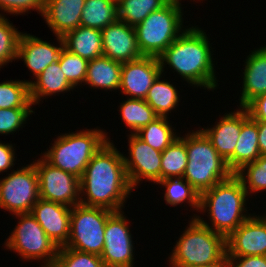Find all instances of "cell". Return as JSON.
Wrapping results in <instances>:
<instances>
[{
  "label": "cell",
  "mask_w": 266,
  "mask_h": 267,
  "mask_svg": "<svg viewBox=\"0 0 266 267\" xmlns=\"http://www.w3.org/2000/svg\"><path fill=\"white\" fill-rule=\"evenodd\" d=\"M133 188L127 178L124 158L107 141L91 158L80 179L81 193L87 194L80 204L90 207L121 211L125 198ZM85 190V191H84Z\"/></svg>",
  "instance_id": "cell-1"
},
{
  "label": "cell",
  "mask_w": 266,
  "mask_h": 267,
  "mask_svg": "<svg viewBox=\"0 0 266 267\" xmlns=\"http://www.w3.org/2000/svg\"><path fill=\"white\" fill-rule=\"evenodd\" d=\"M208 42L202 30L196 27L186 29L158 57L162 72L166 62L187 82L215 89L217 83Z\"/></svg>",
  "instance_id": "cell-2"
},
{
  "label": "cell",
  "mask_w": 266,
  "mask_h": 267,
  "mask_svg": "<svg viewBox=\"0 0 266 267\" xmlns=\"http://www.w3.org/2000/svg\"><path fill=\"white\" fill-rule=\"evenodd\" d=\"M247 192L236 174L200 194L201 211L208 208L213 226H209L200 217L196 219L214 232L226 238L249 216L244 215ZM200 218V219H199ZM214 227V228H211Z\"/></svg>",
  "instance_id": "cell-3"
},
{
  "label": "cell",
  "mask_w": 266,
  "mask_h": 267,
  "mask_svg": "<svg viewBox=\"0 0 266 267\" xmlns=\"http://www.w3.org/2000/svg\"><path fill=\"white\" fill-rule=\"evenodd\" d=\"M185 147L188 163L183 178L200 194L234 174L201 129L186 135Z\"/></svg>",
  "instance_id": "cell-4"
},
{
  "label": "cell",
  "mask_w": 266,
  "mask_h": 267,
  "mask_svg": "<svg viewBox=\"0 0 266 267\" xmlns=\"http://www.w3.org/2000/svg\"><path fill=\"white\" fill-rule=\"evenodd\" d=\"M226 254V237L194 217L179 238L169 261L172 267L198 266L220 261Z\"/></svg>",
  "instance_id": "cell-5"
},
{
  "label": "cell",
  "mask_w": 266,
  "mask_h": 267,
  "mask_svg": "<svg viewBox=\"0 0 266 267\" xmlns=\"http://www.w3.org/2000/svg\"><path fill=\"white\" fill-rule=\"evenodd\" d=\"M107 141V136L101 130L67 133L58 136L52 148L44 154L43 158L52 166L81 179L93 155Z\"/></svg>",
  "instance_id": "cell-6"
},
{
  "label": "cell",
  "mask_w": 266,
  "mask_h": 267,
  "mask_svg": "<svg viewBox=\"0 0 266 267\" xmlns=\"http://www.w3.org/2000/svg\"><path fill=\"white\" fill-rule=\"evenodd\" d=\"M180 5L179 0H170L134 27L138 47L143 56L159 57L181 35Z\"/></svg>",
  "instance_id": "cell-7"
},
{
  "label": "cell",
  "mask_w": 266,
  "mask_h": 267,
  "mask_svg": "<svg viewBox=\"0 0 266 267\" xmlns=\"http://www.w3.org/2000/svg\"><path fill=\"white\" fill-rule=\"evenodd\" d=\"M112 213L105 208L74 205L71 209L70 234L64 247L101 256L105 225Z\"/></svg>",
  "instance_id": "cell-8"
},
{
  "label": "cell",
  "mask_w": 266,
  "mask_h": 267,
  "mask_svg": "<svg viewBox=\"0 0 266 267\" xmlns=\"http://www.w3.org/2000/svg\"><path fill=\"white\" fill-rule=\"evenodd\" d=\"M18 225L4 244L19 253L24 259H44L45 266L52 267L59 247L44 232L31 213L16 214Z\"/></svg>",
  "instance_id": "cell-9"
},
{
  "label": "cell",
  "mask_w": 266,
  "mask_h": 267,
  "mask_svg": "<svg viewBox=\"0 0 266 267\" xmlns=\"http://www.w3.org/2000/svg\"><path fill=\"white\" fill-rule=\"evenodd\" d=\"M40 199L38 175L33 164L0 180V208L16 214L31 213Z\"/></svg>",
  "instance_id": "cell-10"
},
{
  "label": "cell",
  "mask_w": 266,
  "mask_h": 267,
  "mask_svg": "<svg viewBox=\"0 0 266 267\" xmlns=\"http://www.w3.org/2000/svg\"><path fill=\"white\" fill-rule=\"evenodd\" d=\"M40 199L73 207L80 204V179L52 166L43 157L34 163Z\"/></svg>",
  "instance_id": "cell-11"
},
{
  "label": "cell",
  "mask_w": 266,
  "mask_h": 267,
  "mask_svg": "<svg viewBox=\"0 0 266 267\" xmlns=\"http://www.w3.org/2000/svg\"><path fill=\"white\" fill-rule=\"evenodd\" d=\"M121 212H113L105 225L104 249L100 256L105 267L133 266L132 237L128 223Z\"/></svg>",
  "instance_id": "cell-12"
},
{
  "label": "cell",
  "mask_w": 266,
  "mask_h": 267,
  "mask_svg": "<svg viewBox=\"0 0 266 267\" xmlns=\"http://www.w3.org/2000/svg\"><path fill=\"white\" fill-rule=\"evenodd\" d=\"M129 138L131 157L123 158L130 186L135 188L142 178L158 183L161 180L162 152L150 147L134 133Z\"/></svg>",
  "instance_id": "cell-13"
},
{
  "label": "cell",
  "mask_w": 266,
  "mask_h": 267,
  "mask_svg": "<svg viewBox=\"0 0 266 267\" xmlns=\"http://www.w3.org/2000/svg\"><path fill=\"white\" fill-rule=\"evenodd\" d=\"M162 74L158 57L141 56L122 63L120 86L123 94L130 98L145 99L150 87Z\"/></svg>",
  "instance_id": "cell-14"
},
{
  "label": "cell",
  "mask_w": 266,
  "mask_h": 267,
  "mask_svg": "<svg viewBox=\"0 0 266 267\" xmlns=\"http://www.w3.org/2000/svg\"><path fill=\"white\" fill-rule=\"evenodd\" d=\"M227 256H266V216L249 217L227 238Z\"/></svg>",
  "instance_id": "cell-15"
},
{
  "label": "cell",
  "mask_w": 266,
  "mask_h": 267,
  "mask_svg": "<svg viewBox=\"0 0 266 267\" xmlns=\"http://www.w3.org/2000/svg\"><path fill=\"white\" fill-rule=\"evenodd\" d=\"M101 32L103 56L120 63H126L143 56L138 47L134 26L117 19Z\"/></svg>",
  "instance_id": "cell-16"
},
{
  "label": "cell",
  "mask_w": 266,
  "mask_h": 267,
  "mask_svg": "<svg viewBox=\"0 0 266 267\" xmlns=\"http://www.w3.org/2000/svg\"><path fill=\"white\" fill-rule=\"evenodd\" d=\"M31 214L58 247L67 244L70 234L71 207L39 199L33 205Z\"/></svg>",
  "instance_id": "cell-17"
},
{
  "label": "cell",
  "mask_w": 266,
  "mask_h": 267,
  "mask_svg": "<svg viewBox=\"0 0 266 267\" xmlns=\"http://www.w3.org/2000/svg\"><path fill=\"white\" fill-rule=\"evenodd\" d=\"M57 40L60 47L44 42L36 36L22 33L18 42L17 59L22 58L29 70L37 77L47 66L58 61L64 43L62 37L57 36Z\"/></svg>",
  "instance_id": "cell-18"
},
{
  "label": "cell",
  "mask_w": 266,
  "mask_h": 267,
  "mask_svg": "<svg viewBox=\"0 0 266 267\" xmlns=\"http://www.w3.org/2000/svg\"><path fill=\"white\" fill-rule=\"evenodd\" d=\"M249 117L248 111L242 107L235 113L226 114L213 128L201 129L225 161L234 154L242 124Z\"/></svg>",
  "instance_id": "cell-19"
},
{
  "label": "cell",
  "mask_w": 266,
  "mask_h": 267,
  "mask_svg": "<svg viewBox=\"0 0 266 267\" xmlns=\"http://www.w3.org/2000/svg\"><path fill=\"white\" fill-rule=\"evenodd\" d=\"M85 0H45L43 17L56 37L80 26Z\"/></svg>",
  "instance_id": "cell-20"
},
{
  "label": "cell",
  "mask_w": 266,
  "mask_h": 267,
  "mask_svg": "<svg viewBox=\"0 0 266 267\" xmlns=\"http://www.w3.org/2000/svg\"><path fill=\"white\" fill-rule=\"evenodd\" d=\"M245 63L241 108L255 97L266 93V47L254 50Z\"/></svg>",
  "instance_id": "cell-21"
},
{
  "label": "cell",
  "mask_w": 266,
  "mask_h": 267,
  "mask_svg": "<svg viewBox=\"0 0 266 267\" xmlns=\"http://www.w3.org/2000/svg\"><path fill=\"white\" fill-rule=\"evenodd\" d=\"M62 39L65 49L88 61L103 55L102 32L99 29L80 25Z\"/></svg>",
  "instance_id": "cell-22"
},
{
  "label": "cell",
  "mask_w": 266,
  "mask_h": 267,
  "mask_svg": "<svg viewBox=\"0 0 266 267\" xmlns=\"http://www.w3.org/2000/svg\"><path fill=\"white\" fill-rule=\"evenodd\" d=\"M260 156L257 121L249 117L242 124L234 154L226 162L236 174L244 165L256 161Z\"/></svg>",
  "instance_id": "cell-23"
},
{
  "label": "cell",
  "mask_w": 266,
  "mask_h": 267,
  "mask_svg": "<svg viewBox=\"0 0 266 267\" xmlns=\"http://www.w3.org/2000/svg\"><path fill=\"white\" fill-rule=\"evenodd\" d=\"M122 63L106 56L88 62L85 83L95 88L119 89Z\"/></svg>",
  "instance_id": "cell-24"
},
{
  "label": "cell",
  "mask_w": 266,
  "mask_h": 267,
  "mask_svg": "<svg viewBox=\"0 0 266 267\" xmlns=\"http://www.w3.org/2000/svg\"><path fill=\"white\" fill-rule=\"evenodd\" d=\"M36 79V82L31 81L29 84L32 104H37L41 97L69 91L74 88L62 72L59 61L47 66Z\"/></svg>",
  "instance_id": "cell-25"
},
{
  "label": "cell",
  "mask_w": 266,
  "mask_h": 267,
  "mask_svg": "<svg viewBox=\"0 0 266 267\" xmlns=\"http://www.w3.org/2000/svg\"><path fill=\"white\" fill-rule=\"evenodd\" d=\"M117 19V0H85L80 25L103 30Z\"/></svg>",
  "instance_id": "cell-26"
},
{
  "label": "cell",
  "mask_w": 266,
  "mask_h": 267,
  "mask_svg": "<svg viewBox=\"0 0 266 267\" xmlns=\"http://www.w3.org/2000/svg\"><path fill=\"white\" fill-rule=\"evenodd\" d=\"M169 1L170 0H117L118 20L135 27L151 12L160 10Z\"/></svg>",
  "instance_id": "cell-27"
},
{
  "label": "cell",
  "mask_w": 266,
  "mask_h": 267,
  "mask_svg": "<svg viewBox=\"0 0 266 267\" xmlns=\"http://www.w3.org/2000/svg\"><path fill=\"white\" fill-rule=\"evenodd\" d=\"M160 77L156 78L144 100L159 117H167L168 112L177 106L179 97L176 88L170 82L160 81Z\"/></svg>",
  "instance_id": "cell-28"
},
{
  "label": "cell",
  "mask_w": 266,
  "mask_h": 267,
  "mask_svg": "<svg viewBox=\"0 0 266 267\" xmlns=\"http://www.w3.org/2000/svg\"><path fill=\"white\" fill-rule=\"evenodd\" d=\"M136 135L150 147L161 152L178 139L169 125L167 117H158L141 128Z\"/></svg>",
  "instance_id": "cell-29"
},
{
  "label": "cell",
  "mask_w": 266,
  "mask_h": 267,
  "mask_svg": "<svg viewBox=\"0 0 266 267\" xmlns=\"http://www.w3.org/2000/svg\"><path fill=\"white\" fill-rule=\"evenodd\" d=\"M188 155L185 147V138L178 137L162 152L161 180L172 177H183Z\"/></svg>",
  "instance_id": "cell-30"
},
{
  "label": "cell",
  "mask_w": 266,
  "mask_h": 267,
  "mask_svg": "<svg viewBox=\"0 0 266 267\" xmlns=\"http://www.w3.org/2000/svg\"><path fill=\"white\" fill-rule=\"evenodd\" d=\"M122 119L136 134L159 116L144 99L129 98L120 107Z\"/></svg>",
  "instance_id": "cell-31"
},
{
  "label": "cell",
  "mask_w": 266,
  "mask_h": 267,
  "mask_svg": "<svg viewBox=\"0 0 266 267\" xmlns=\"http://www.w3.org/2000/svg\"><path fill=\"white\" fill-rule=\"evenodd\" d=\"M157 184H162L167 188L164 196L167 204L176 206L188 200L193 208L200 209V193L183 177H175V180L165 178Z\"/></svg>",
  "instance_id": "cell-32"
},
{
  "label": "cell",
  "mask_w": 266,
  "mask_h": 267,
  "mask_svg": "<svg viewBox=\"0 0 266 267\" xmlns=\"http://www.w3.org/2000/svg\"><path fill=\"white\" fill-rule=\"evenodd\" d=\"M29 81L0 83V109L31 108Z\"/></svg>",
  "instance_id": "cell-33"
},
{
  "label": "cell",
  "mask_w": 266,
  "mask_h": 267,
  "mask_svg": "<svg viewBox=\"0 0 266 267\" xmlns=\"http://www.w3.org/2000/svg\"><path fill=\"white\" fill-rule=\"evenodd\" d=\"M52 267H105L99 255L59 247Z\"/></svg>",
  "instance_id": "cell-34"
},
{
  "label": "cell",
  "mask_w": 266,
  "mask_h": 267,
  "mask_svg": "<svg viewBox=\"0 0 266 267\" xmlns=\"http://www.w3.org/2000/svg\"><path fill=\"white\" fill-rule=\"evenodd\" d=\"M236 176L242 181L247 195L248 189L251 193L266 190V155H261L256 161L244 165Z\"/></svg>",
  "instance_id": "cell-35"
},
{
  "label": "cell",
  "mask_w": 266,
  "mask_h": 267,
  "mask_svg": "<svg viewBox=\"0 0 266 267\" xmlns=\"http://www.w3.org/2000/svg\"><path fill=\"white\" fill-rule=\"evenodd\" d=\"M58 61L62 72L73 87L85 82L88 60L69 52L63 47Z\"/></svg>",
  "instance_id": "cell-36"
},
{
  "label": "cell",
  "mask_w": 266,
  "mask_h": 267,
  "mask_svg": "<svg viewBox=\"0 0 266 267\" xmlns=\"http://www.w3.org/2000/svg\"><path fill=\"white\" fill-rule=\"evenodd\" d=\"M21 34L0 14V67L17 58Z\"/></svg>",
  "instance_id": "cell-37"
},
{
  "label": "cell",
  "mask_w": 266,
  "mask_h": 267,
  "mask_svg": "<svg viewBox=\"0 0 266 267\" xmlns=\"http://www.w3.org/2000/svg\"><path fill=\"white\" fill-rule=\"evenodd\" d=\"M33 113L31 108L0 109V134L13 133Z\"/></svg>",
  "instance_id": "cell-38"
},
{
  "label": "cell",
  "mask_w": 266,
  "mask_h": 267,
  "mask_svg": "<svg viewBox=\"0 0 266 267\" xmlns=\"http://www.w3.org/2000/svg\"><path fill=\"white\" fill-rule=\"evenodd\" d=\"M44 2L45 0H0V9L11 14H21L36 9L43 15Z\"/></svg>",
  "instance_id": "cell-39"
},
{
  "label": "cell",
  "mask_w": 266,
  "mask_h": 267,
  "mask_svg": "<svg viewBox=\"0 0 266 267\" xmlns=\"http://www.w3.org/2000/svg\"><path fill=\"white\" fill-rule=\"evenodd\" d=\"M244 108L253 120L266 122V93L255 97Z\"/></svg>",
  "instance_id": "cell-40"
},
{
  "label": "cell",
  "mask_w": 266,
  "mask_h": 267,
  "mask_svg": "<svg viewBox=\"0 0 266 267\" xmlns=\"http://www.w3.org/2000/svg\"><path fill=\"white\" fill-rule=\"evenodd\" d=\"M228 258L231 267H266V256H228ZM236 260H239V262Z\"/></svg>",
  "instance_id": "cell-41"
},
{
  "label": "cell",
  "mask_w": 266,
  "mask_h": 267,
  "mask_svg": "<svg viewBox=\"0 0 266 267\" xmlns=\"http://www.w3.org/2000/svg\"><path fill=\"white\" fill-rule=\"evenodd\" d=\"M14 156V149L10 144L0 143V172L13 166Z\"/></svg>",
  "instance_id": "cell-42"
},
{
  "label": "cell",
  "mask_w": 266,
  "mask_h": 267,
  "mask_svg": "<svg viewBox=\"0 0 266 267\" xmlns=\"http://www.w3.org/2000/svg\"><path fill=\"white\" fill-rule=\"evenodd\" d=\"M258 126V143L261 155H266V122L257 121Z\"/></svg>",
  "instance_id": "cell-43"
},
{
  "label": "cell",
  "mask_w": 266,
  "mask_h": 267,
  "mask_svg": "<svg viewBox=\"0 0 266 267\" xmlns=\"http://www.w3.org/2000/svg\"><path fill=\"white\" fill-rule=\"evenodd\" d=\"M189 267H231V264L226 254L220 261H217L211 264H206V265L189 266Z\"/></svg>",
  "instance_id": "cell-44"
}]
</instances>
